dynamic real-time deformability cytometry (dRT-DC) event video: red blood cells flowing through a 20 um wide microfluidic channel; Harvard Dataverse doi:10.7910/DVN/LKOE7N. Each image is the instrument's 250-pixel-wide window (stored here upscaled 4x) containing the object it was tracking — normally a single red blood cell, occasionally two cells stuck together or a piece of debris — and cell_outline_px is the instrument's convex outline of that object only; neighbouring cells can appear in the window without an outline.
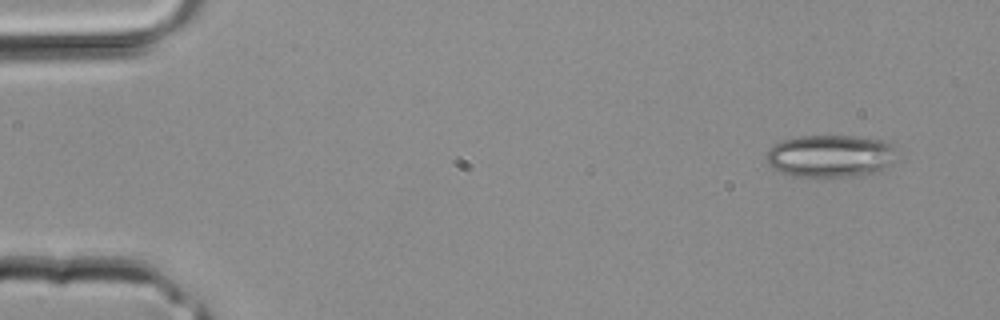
{"species": "common noctule bat (a hibernating species)", "species_latin": "Nyctalus noctula", "temperature_condition": "room temperature", "stored_images_in_passage": 3, "camera_frame_rate_fps": 3000, "um_per_image_px": 0.085, "animal": {"sex": "male", "body_mass_g": 20.4}, "frame": {"image": 1, "passage_image": 1, "time_ms": 0.0, "image_size_px": [1000, 320], "cell_outline_px": [[896, 160], [884, 168], [876, 172], [852, 176], [788, 176], [776, 172], [768, 164], [768, 152], [772, 144], [784, 140], [800, 136], [856, 136], [884, 140], [892, 144], [896, 148]], "centroid_in_image_um": [70.59, 13.26], "position_along_channel_um": 14.4, "area_um2": 32.48}}